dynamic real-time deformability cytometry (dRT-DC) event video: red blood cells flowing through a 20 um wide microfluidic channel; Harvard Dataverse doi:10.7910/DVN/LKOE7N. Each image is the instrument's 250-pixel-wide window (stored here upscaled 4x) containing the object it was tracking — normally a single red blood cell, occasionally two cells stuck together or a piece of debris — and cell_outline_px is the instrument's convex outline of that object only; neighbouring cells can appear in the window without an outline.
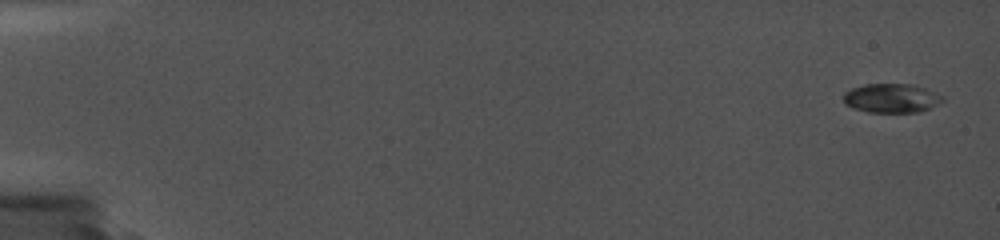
{"species": "common noctule bat (a hibernating species)", "species_latin": "Nyctalus noctula", "temperature_condition": "cold", "stored_images_in_passage": 4, "camera_frame_rate_fps": 5000, "um_per_image_px": 0.085, "animal": {"sex": "female", "body_mass_g": 19.0, "forearm_length_mm": 56.7}, "frame": {"image": 1, "passage_image": 1, "time_ms": 0.0, "image_size_px": [1000, 240], "cell_outline_px": [[944, 100], [920, 112], [868, 112], [852, 108], [844, 104], [844, 92], [852, 88], [864, 84], [908, 84], [924, 88], [944, 96]], "centroid_in_image_um": [75.73, 8.35], "position_along_channel_um": 9.3, "area_um2": 16.7}}